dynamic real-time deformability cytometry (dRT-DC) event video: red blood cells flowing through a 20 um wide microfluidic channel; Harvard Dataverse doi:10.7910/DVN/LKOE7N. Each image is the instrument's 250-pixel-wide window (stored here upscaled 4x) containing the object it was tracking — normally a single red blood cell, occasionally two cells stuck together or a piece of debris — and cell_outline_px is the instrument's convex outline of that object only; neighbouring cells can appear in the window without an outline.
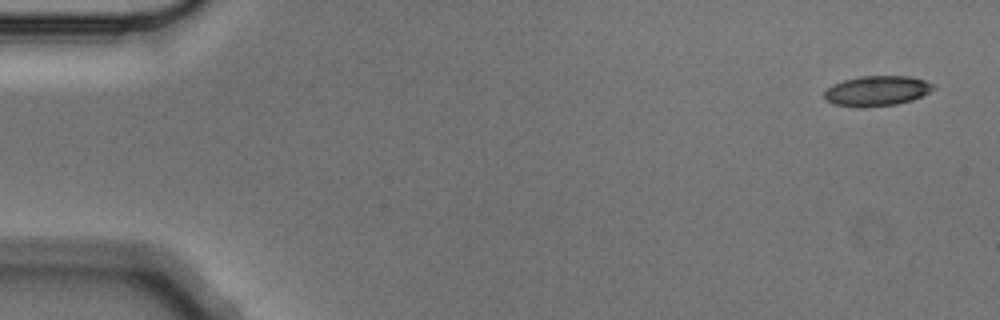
{"species": "Egyptian fruit bat (a non-hibernating species)", "species_latin": "Rousettus aegyptiacus", "temperature_condition": "cold", "stored_images_in_passage": 5, "camera_frame_rate_fps": 3000, "um_per_image_px": 0.085, "animal": {"sex": "male"}, "frame": {"image": 1, "passage_image": 1, "time_ms": 0.0, "image_size_px": [1000, 320], "cell_outline_px": [[936, 88], [912, 100], [896, 104], [864, 108], [860, 108], [832, 104], [824, 100], [824, 92], [832, 84], [844, 80], [860, 76], [908, 76], [924, 80], [932, 84]], "centroid_in_image_um": [74.48, 7.74], "position_along_channel_um": 10.5, "area_um2": 19.25}}
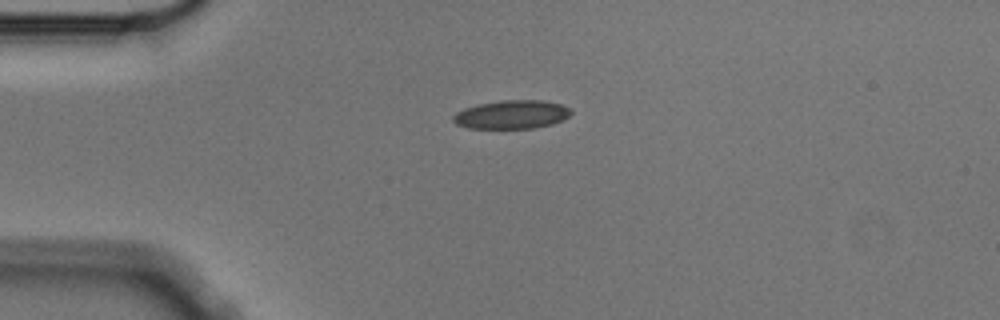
{"frame": {"image": 2, "passage_image": 4, "time_ms": 1.0, "image_size_px": [1000, 320], "cell_outline_px": [[572, 112], [564, 120], [552, 124], [532, 128], [468, 128], [456, 124], [452, 120], [452, 116], [456, 112], [464, 108], [480, 104], [500, 100], [544, 100], [560, 104], [572, 108]], "centroid_in_image_um": [43.51, 9.73], "position_along_channel_um": 41.5, "area_um2": 19.71}}